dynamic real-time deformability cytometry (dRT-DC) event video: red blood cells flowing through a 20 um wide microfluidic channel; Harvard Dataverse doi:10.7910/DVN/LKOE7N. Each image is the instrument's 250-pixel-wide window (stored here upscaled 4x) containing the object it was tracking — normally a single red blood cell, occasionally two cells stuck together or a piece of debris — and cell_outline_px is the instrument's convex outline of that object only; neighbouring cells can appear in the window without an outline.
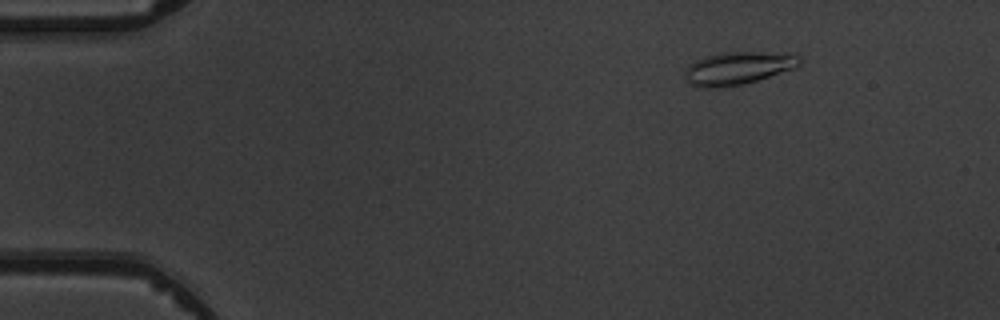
{"species": "common noctule bat (a hibernating species)", "species_latin": "Nyctalus noctula", "temperature_condition": "warm", "stored_images_in_passage": 5, "camera_frame_rate_fps": 3000, "um_per_image_px": 0.085, "animal": {"sex": "male", "body_mass_g": 19.5, "forearm_length_mm": 54.6}, "frame": {"image": 1, "passage_image": 2, "time_ms": 1.0, "image_size_px": [1000, 320], "cell_outline_px": [[800, 64], [792, 68], [744, 84], [716, 88], [700, 88], [692, 84], [684, 76], [684, 68], [692, 60], [704, 56], [720, 52], [788, 52], [800, 56]], "centroid_in_image_um": [62.66, 5.77], "position_along_channel_um": 22.3, "area_um2": 22.14}}